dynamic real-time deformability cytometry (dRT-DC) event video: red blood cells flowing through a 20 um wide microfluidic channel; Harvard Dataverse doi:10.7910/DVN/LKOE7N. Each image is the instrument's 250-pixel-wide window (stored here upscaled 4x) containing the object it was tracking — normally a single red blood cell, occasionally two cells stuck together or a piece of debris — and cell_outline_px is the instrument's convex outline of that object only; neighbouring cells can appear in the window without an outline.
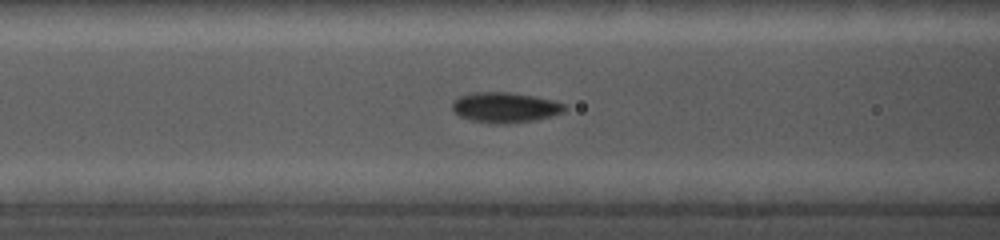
{"species": "common noctule bat (a hibernating species)", "species_latin": "Nyctalus noctula", "temperature_condition": "cold", "stored_images_in_passage": 42, "camera_frame_rate_fps": 5000, "um_per_image_px": 0.085, "animal": {"sex": "female", "body_mass_g": 19.0, "forearm_length_mm": 56.7}, "frame": {"image": 1, "passage_image": 15, "time_ms": 6.6, "image_size_px": [1000, 240], "cell_outline_px": [[568, 108], [552, 116], [536, 120], [508, 124], [496, 124], [472, 120], [460, 116], [452, 112], [452, 104], [460, 96], [476, 92], [508, 92], [532, 96], [552, 100], [564, 104]], "centroid_in_image_um": [42.92, 9.14], "position_along_channel_um": 123.7, "area_um2": 19.71}}
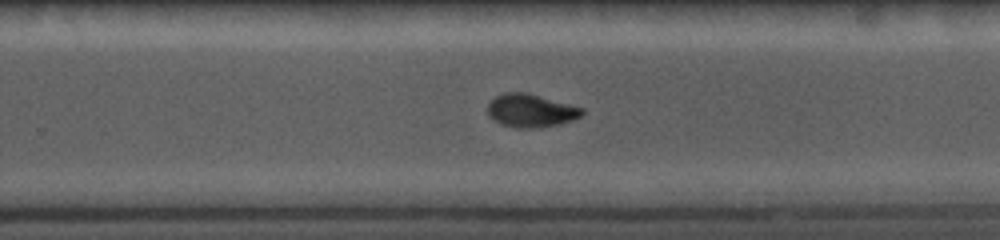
{"frame": {"image": 2, "passage_image": 28, "time_ms": 10.8, "image_size_px": [1000, 240], "cell_outline_px": [[584, 112], [580, 116], [572, 120], [560, 124], [532, 128], [516, 128], [500, 124], [492, 120], [488, 116], [488, 104], [496, 96], [504, 92], [528, 92], [584, 108]], "centroid_in_image_um": [45.1, 9.4], "position_along_channel_um": 284.7, "area_um2": 18.38}}
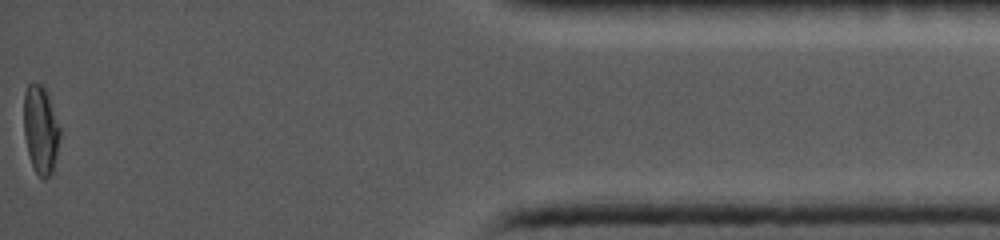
{"frame": {"image": 3, "passage_image": 42, "time_ms": 16.0, "image_size_px": [1000, 240], "cell_outline_px": [[60, 136], [52, 172], [44, 180], [36, 172], [32, 164], [28, 152], [24, 136], [24, 92], [28, 84], [32, 80], [40, 84], [48, 92], [60, 128]], "centroid_in_image_um": [3.45, 10.96], "position_along_channel_um": 431.8, "area_um2": 18.55}}